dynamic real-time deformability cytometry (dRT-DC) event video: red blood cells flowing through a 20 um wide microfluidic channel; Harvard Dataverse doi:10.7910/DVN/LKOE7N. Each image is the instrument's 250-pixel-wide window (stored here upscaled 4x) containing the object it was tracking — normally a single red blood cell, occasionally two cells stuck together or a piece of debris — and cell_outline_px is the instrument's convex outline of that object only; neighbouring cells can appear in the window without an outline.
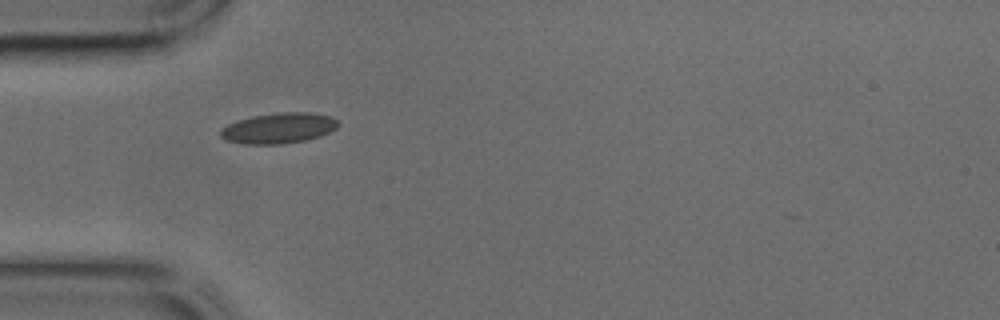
{"species": "common noctule bat (a hibernating species)", "species_latin": "Nyctalus noctula", "temperature_condition": "cold", "stored_images_in_passage": 32, "camera_frame_rate_fps": 3000, "um_per_image_px": 0.085, "animal": {"sex": "male", "body_mass_g": 17.9, "forearm_length_mm": 54.2}, "frame": {"image": 1, "passage_image": 1, "time_ms": 0.0, "image_size_px": [1000, 320], "cell_outline_px": [[340, 124], [336, 128], [320, 136], [308, 140], [280, 144], [244, 144], [224, 140], [220, 136], [220, 128], [236, 120], [252, 116], [284, 112], [312, 112], [328, 116], [336, 120]], "centroid_in_image_um": [23.65, 10.9], "position_along_channel_um": 61.4, "area_um2": 21.04}}
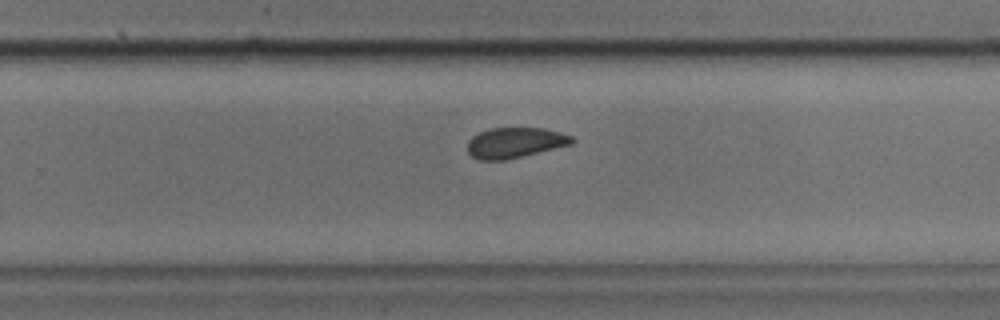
{"frame": {"image": 2, "passage_image": 16, "time_ms": 5.0, "image_size_px": [1000, 320], "cell_outline_px": [[576, 140], [572, 144], [504, 160], [476, 160], [468, 152], [468, 140], [472, 136], [480, 132], [492, 128], [544, 128], [560, 132], [572, 136]], "centroid_in_image_um": [43.77, 12.12], "position_along_channel_um": 286.0, "area_um2": 18.44}}
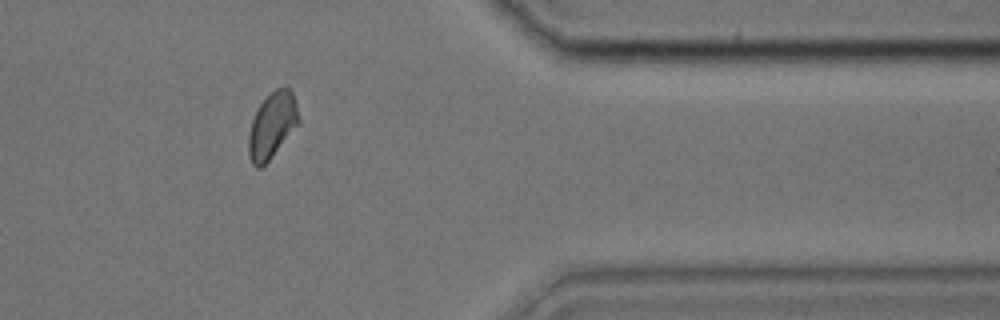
{"frame": {"image": 3, "passage_image": 24, "time_ms": 7.667, "image_size_px": [1000, 320], "cell_outline_px": [[300, 124], [268, 160], [260, 168], [256, 168], [252, 164], [248, 156], [248, 136], [252, 120], [260, 104], [276, 88], [288, 88], [292, 92], [296, 104], [300, 120]], "centroid_in_image_um": [23.13, 10.68], "position_along_channel_um": 388.3, "area_um2": 19.02}}